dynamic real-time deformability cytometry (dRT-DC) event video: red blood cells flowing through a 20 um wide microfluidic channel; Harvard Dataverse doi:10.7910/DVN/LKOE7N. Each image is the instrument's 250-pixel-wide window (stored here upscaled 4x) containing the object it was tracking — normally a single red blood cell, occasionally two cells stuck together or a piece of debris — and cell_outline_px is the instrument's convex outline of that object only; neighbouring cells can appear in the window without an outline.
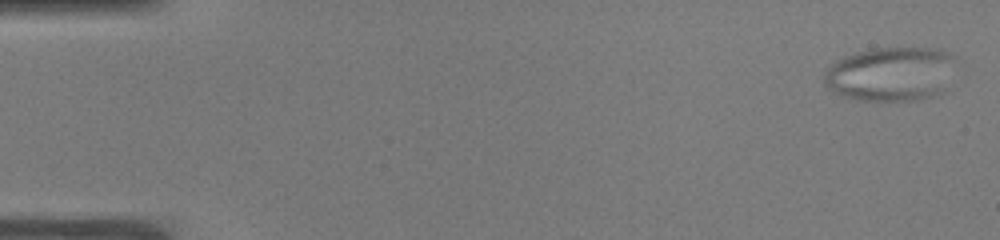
{"species": "common noctule bat (a hibernating species)", "species_latin": "Nyctalus noctula", "temperature_condition": "warm", "stored_images_in_passage": 15, "camera_frame_rate_fps": 3000, "um_per_image_px": 0.085, "animal": {"sex": "male", "body_mass_g": 19.0, "forearm_length_mm": 50.8}, "frame": {"image": 1, "passage_image": 2, "time_ms": 0.333, "image_size_px": [1000, 240], "cell_outline_px": [[956, 56], [944, 88], [940, 96], [920, 100], [856, 100], [840, 96], [824, 88], [824, 72], [836, 60], [844, 56], [856, 52], [876, 48], [940, 48]], "centroid_in_image_um": [75.68, 6.3], "position_along_channel_um": 9.3, "area_um2": 42.08}}